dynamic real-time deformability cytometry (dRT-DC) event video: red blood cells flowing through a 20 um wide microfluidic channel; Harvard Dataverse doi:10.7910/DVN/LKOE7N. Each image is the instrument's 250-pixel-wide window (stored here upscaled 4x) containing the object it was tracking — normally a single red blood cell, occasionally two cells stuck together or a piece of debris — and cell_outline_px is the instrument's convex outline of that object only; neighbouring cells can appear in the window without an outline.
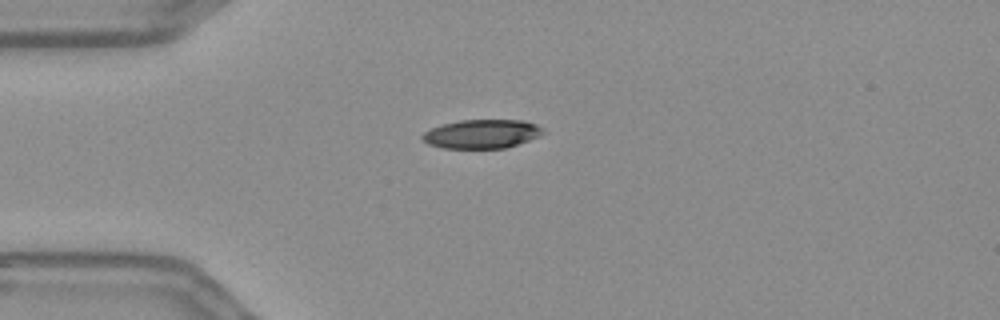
{"species": "Egyptian fruit bat (a non-hibernating species)", "species_latin": "Rousettus aegyptiacus", "temperature_condition": "warm", "stored_images_in_passage": 42, "camera_frame_rate_fps": 3000, "um_per_image_px": 0.085, "frame": {"image": 1, "passage_image": 1, "time_ms": 0.0, "image_size_px": [1000, 320], "cell_outline_px": [[544, 132], [540, 136], [504, 148], [444, 148], [428, 144], [420, 140], [420, 136], [424, 132], [432, 128], [444, 124], [460, 120], [520, 120], [536, 124], [544, 128]], "centroid_in_image_um": [40.93, 11.38], "position_along_channel_um": 44.1, "area_um2": 20.23}}
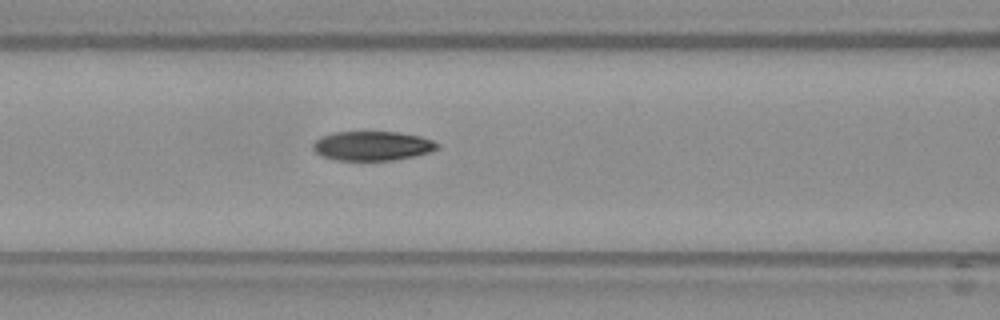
{"frame": {"image": 2, "passage_image": 10, "time_ms": 3.0, "image_size_px": [1000, 320], "cell_outline_px": [[440, 148], [416, 156], [392, 160], [332, 160], [320, 156], [312, 148], [312, 144], [320, 136], [332, 132], [396, 132], [420, 136], [432, 140], [440, 144]], "centroid_in_image_um": [31.62, 12.4], "position_along_channel_um": 135.0, "area_um2": 21.44}}
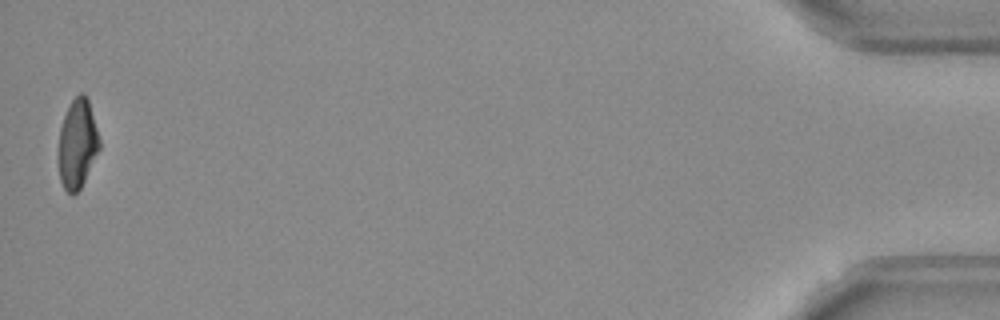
{"frame": {"image": 3, "passage_image": 42, "time_ms": 13.667, "image_size_px": [1000, 320], "cell_outline_px": [[100, 148], [80, 188], [76, 192], [68, 192], [64, 188], [60, 180], [60, 128], [64, 116], [72, 100], [80, 92], [84, 92], [88, 100], [100, 140]], "centroid_in_image_um": [6.6, 12.19], "position_along_channel_um": 428.6, "area_um2": 20.52}, "authors_computed_cell_mechanics": {"area_um2": 22.0218, "velocity_mm_per_s": 3.6488, "shape_relaxation_time_tau1_ms": 5.0528, "shape_relaxation_time_tau2_ms": 6.5009, "deformation_change_tau1": 0.1879, "deformation_change_tau2": 0.096}}